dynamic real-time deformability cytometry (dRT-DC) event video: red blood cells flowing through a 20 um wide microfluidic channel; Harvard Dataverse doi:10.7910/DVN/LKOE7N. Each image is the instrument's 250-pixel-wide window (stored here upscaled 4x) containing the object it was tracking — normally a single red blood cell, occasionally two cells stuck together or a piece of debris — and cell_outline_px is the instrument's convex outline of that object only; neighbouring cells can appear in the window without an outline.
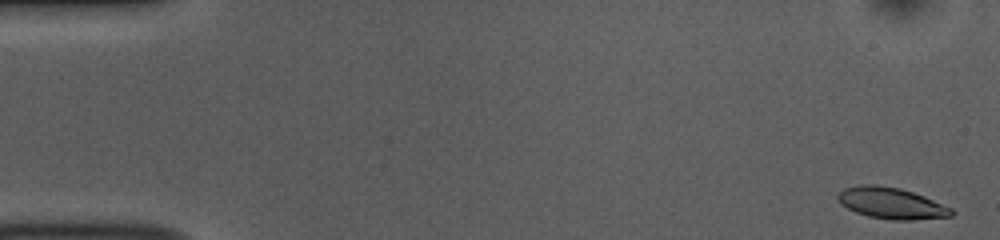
{"species": "common noctule bat (a hibernating species)", "species_latin": "Nyctalus noctula", "temperature_condition": "room temperature", "stored_images_in_passage": 53, "camera_frame_rate_fps": 3000, "um_per_image_px": 0.085, "animal": {"sex": "female", "body_mass_g": 10.0, "forearm_length_mm": 53.1}, "frame": {"image": 1, "passage_image": 1, "time_ms": 0.0, "image_size_px": [1000, 240], "cell_outline_px": [[956, 212], [952, 216], [912, 220], [892, 220], [868, 216], [856, 212], [840, 204], [836, 196], [844, 188], [860, 184], [876, 184], [900, 188], [924, 196], [952, 208]], "centroid_in_image_um": [75.76, 17.27], "position_along_channel_um": 9.2, "area_um2": 20.81}}
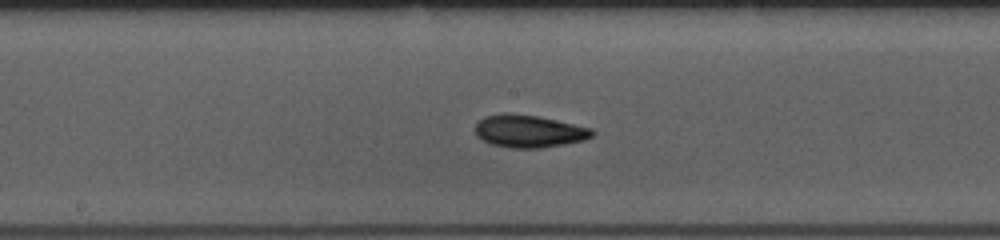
{"frame": {"image": 2, "passage_image": 27, "time_ms": 8.667, "image_size_px": [1000, 240], "cell_outline_px": [[596, 132], [592, 136], [584, 140], [564, 144], [540, 148], [512, 148], [492, 144], [476, 136], [476, 124], [484, 116], [504, 112], [536, 116], [556, 120], [592, 128]], "centroid_in_image_um": [44.96, 11.15], "position_along_channel_um": 203.2, "area_um2": 22.08}}
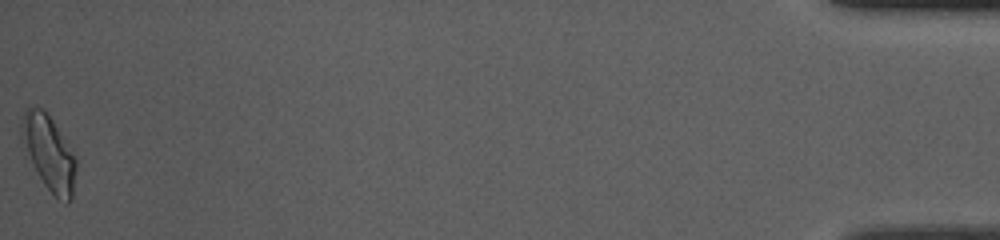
{"frame": {"image": 3, "passage_image": 53, "time_ms": 17.333, "image_size_px": [1000, 240], "cell_outline_px": [[76, 168], [72, 200], [68, 204], [64, 204], [44, 184], [20, 140], [20, 124], [24, 108], [40, 108], [48, 112], [76, 156]], "centroid_in_image_um": [4.16, 12.97], "position_along_channel_um": 431.0, "area_um2": 23.87}, "authors_computed_cell_mechanics": {"area_um2": 20.8658, "velocity_mm_per_s": 3.7354, "shape_relaxation_time_tau1_ms": 4.1366, "shape_relaxation_time_tau2_ms": 3.2357, "deformation_change_tau1": 0.1288, "deformation_change_tau2": 0.0881}}